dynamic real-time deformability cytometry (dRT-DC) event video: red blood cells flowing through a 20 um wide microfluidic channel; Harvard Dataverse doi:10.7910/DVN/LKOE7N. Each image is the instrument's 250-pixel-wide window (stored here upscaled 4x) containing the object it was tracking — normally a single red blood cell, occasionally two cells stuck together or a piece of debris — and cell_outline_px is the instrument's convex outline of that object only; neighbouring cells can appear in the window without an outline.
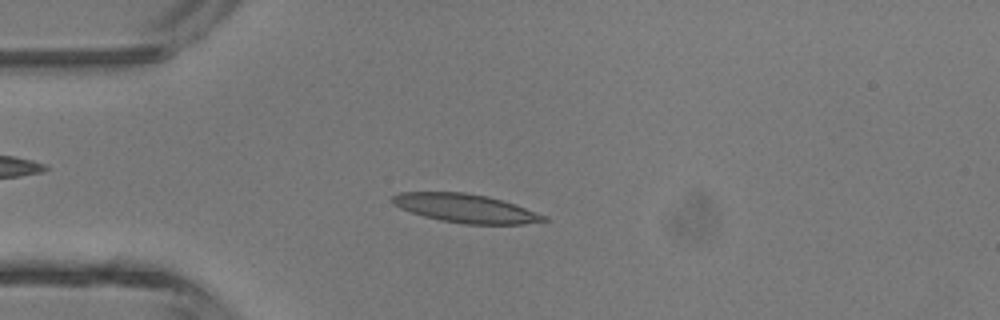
{"species": "common noctule bat (a hibernating species)", "species_latin": "Nyctalus noctula", "temperature_condition": "room temperature", "stored_images_in_passage": 37, "camera_frame_rate_fps": 3000, "um_per_image_px": 0.085, "animal": {"sex": "male", "body_mass_g": 13.3}, "frame": {"image": 1, "passage_image": 3, "time_ms": 0.667, "image_size_px": [1000, 320], "cell_outline_px": [[548, 220], [524, 224], [464, 224], [440, 220], [424, 216], [400, 208], [392, 204], [392, 196], [400, 192], [464, 192], [488, 196], [516, 204], [548, 216]], "centroid_in_image_um": [39.6, 17.7], "position_along_channel_um": 45.4, "area_um2": 25.32}}
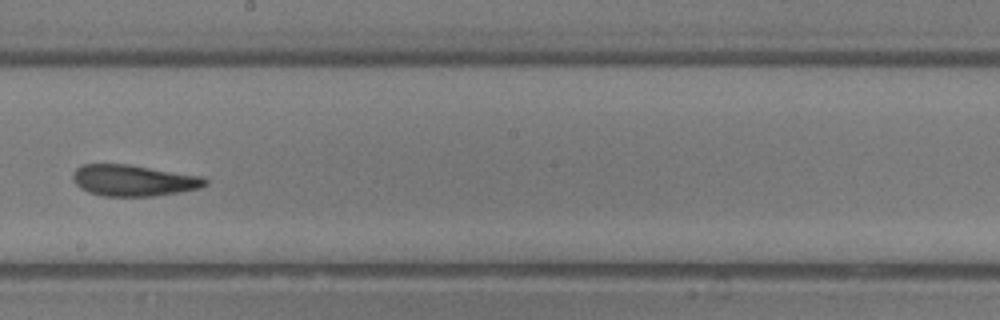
{"frame": {"image": 2, "passage_image": 17, "time_ms": 5.333, "image_size_px": [1000, 320], "cell_outline_px": [[208, 184], [200, 188], [180, 192], [156, 196], [104, 196], [88, 192], [80, 188], [72, 180], [72, 172], [80, 164], [128, 164], [200, 176], [208, 180]], "centroid_in_image_um": [11.31, 15.34], "position_along_channel_um": 236.9, "area_um2": 24.22}}
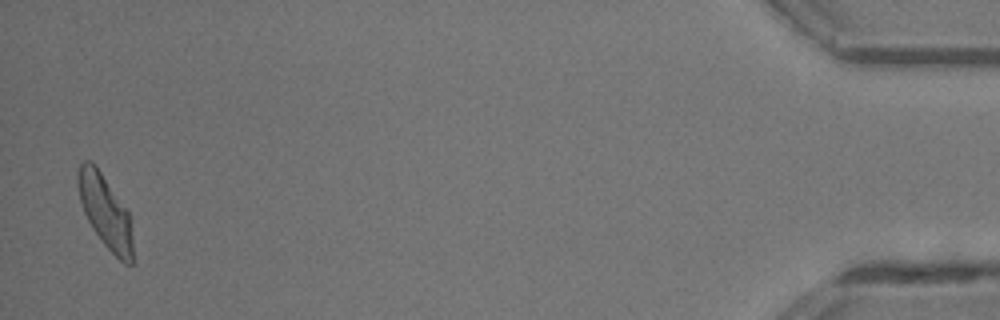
{"frame": {"image": 3, "passage_image": 36, "time_ms": 11.667, "image_size_px": [1000, 320], "cell_outline_px": [[132, 264], [124, 264], [104, 244], [92, 228], [84, 212], [80, 200], [76, 184], [76, 176], [80, 164], [84, 160], [92, 160], [128, 212], [132, 228]], "centroid_in_image_um": [8.92, 17.96], "position_along_channel_um": 426.3, "area_um2": 23.06}, "authors_computed_cell_mechanics": {"area_um2": 24.2182, "velocity_mm_per_s": 4.4771, "shape_relaxation_time_tau1_ms": 6.2165, "shape_relaxation_time_tau2_ms": 1.5978, "deformation_change_tau1": 0.1928, "deformation_change_tau2": 0.0925}}